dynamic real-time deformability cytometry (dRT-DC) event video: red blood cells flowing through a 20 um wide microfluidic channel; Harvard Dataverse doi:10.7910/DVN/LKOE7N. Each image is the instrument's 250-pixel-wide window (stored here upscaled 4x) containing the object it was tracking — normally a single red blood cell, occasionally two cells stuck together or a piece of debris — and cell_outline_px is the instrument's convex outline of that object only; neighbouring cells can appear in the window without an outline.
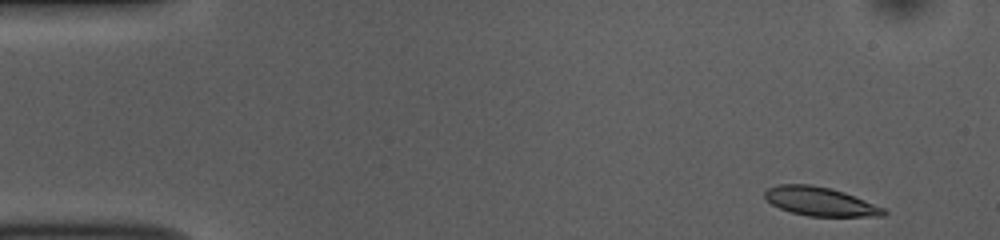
{"species": "common noctule bat (a hibernating species)", "species_latin": "Nyctalus noctula", "temperature_condition": "room temperature", "stored_images_in_passage": 49, "camera_frame_rate_fps": 3000, "um_per_image_px": 0.085, "animal": {"sex": "female", "body_mass_g": 10.0, "forearm_length_mm": 53.1}, "frame": {"image": 1, "passage_image": 1, "time_ms": 0.0, "image_size_px": [1000, 240], "cell_outline_px": [[888, 212], [884, 216], [808, 216], [792, 212], [780, 208], [772, 204], [764, 196], [764, 192], [768, 188], [780, 184], [808, 184], [832, 188], [844, 192], [884, 208]], "centroid_in_image_um": [69.72, 17.12], "position_along_channel_um": 15.3, "area_um2": 19.77}}
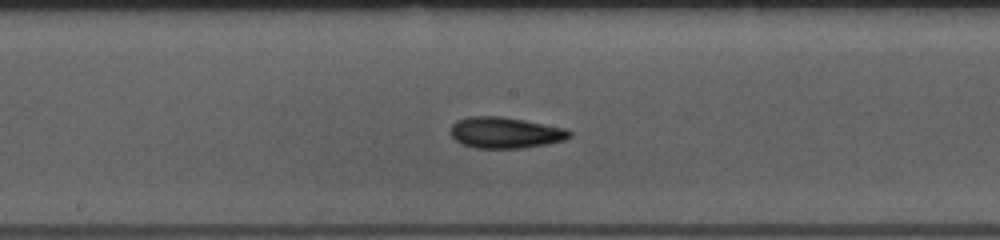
{"frame": {"image": 2, "passage_image": 24, "time_ms": 7.667, "image_size_px": [1000, 240], "cell_outline_px": [[572, 136], [564, 140], [548, 144], [520, 148], [476, 148], [464, 144], [456, 140], [448, 132], [452, 124], [456, 120], [468, 116], [500, 116], [524, 120], [568, 128], [572, 132]], "centroid_in_image_um": [42.96, 11.27], "position_along_channel_um": 205.2, "area_um2": 21.79}}
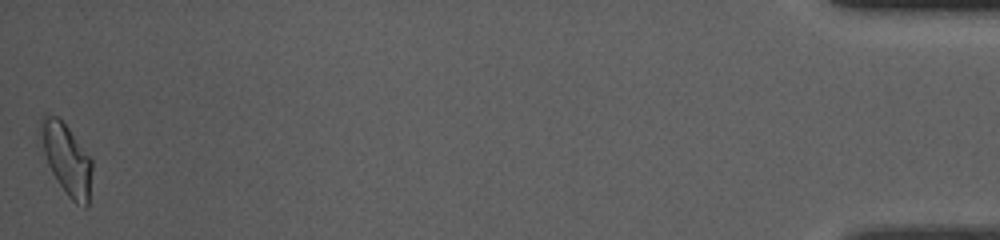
{"frame": {"image": 3, "passage_image": 49, "time_ms": 16.0, "image_size_px": [1000, 240], "cell_outline_px": [[92, 172], [88, 208], [84, 208], [76, 204], [68, 196], [52, 172], [48, 164], [36, 132], [40, 120], [44, 112], [48, 112], [56, 116], [68, 128], [92, 160]], "centroid_in_image_um": [5.62, 13.48], "position_along_channel_um": 429.6, "area_um2": 21.56}, "authors_computed_cell_mechanics": {"area_um2": 20.23, "velocity_mm_per_s": 3.8119, "shape_relaxation_time_tau1_ms": 2.7719, "shape_relaxation_time_tau2_ms": 2.8466, "deformation_change_tau1": 0.1325, "deformation_change_tau2": 0.1023}}